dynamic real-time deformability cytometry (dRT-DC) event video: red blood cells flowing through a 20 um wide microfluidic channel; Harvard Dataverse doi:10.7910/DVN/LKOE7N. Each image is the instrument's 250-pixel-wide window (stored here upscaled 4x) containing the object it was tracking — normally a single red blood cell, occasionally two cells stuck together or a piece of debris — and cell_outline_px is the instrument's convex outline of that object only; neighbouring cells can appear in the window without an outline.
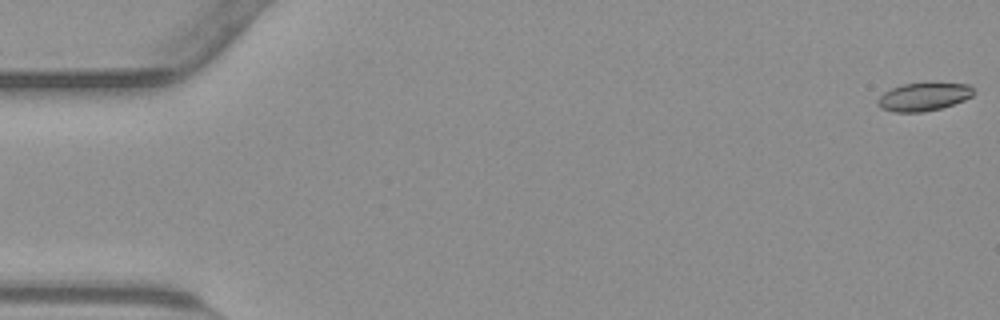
{"species": "common noctule bat (a hibernating species)", "species_latin": "Nyctalus noctula", "temperature_condition": "warm", "stored_images_in_passage": 13, "segment_of_instrument_passage": [1, 2], "camera_frame_rate_fps": 3000, "um_per_image_px": 0.085, "animal": {"sex": "male", "body_mass_g": 23.1, "forearm_length_mm": 52.7}, "frame": {"image": 1, "passage_image": 1, "time_ms": 0.0, "image_size_px": [1000, 320], "cell_outline_px": [[976, 92], [972, 96], [964, 100], [940, 108], [924, 112], [892, 112], [880, 108], [876, 104], [876, 100], [884, 92], [892, 88], [904, 84], [972, 84]], "centroid_in_image_um": [78.5, 8.24], "position_along_channel_um": 6.5, "area_um2": 15.61}}